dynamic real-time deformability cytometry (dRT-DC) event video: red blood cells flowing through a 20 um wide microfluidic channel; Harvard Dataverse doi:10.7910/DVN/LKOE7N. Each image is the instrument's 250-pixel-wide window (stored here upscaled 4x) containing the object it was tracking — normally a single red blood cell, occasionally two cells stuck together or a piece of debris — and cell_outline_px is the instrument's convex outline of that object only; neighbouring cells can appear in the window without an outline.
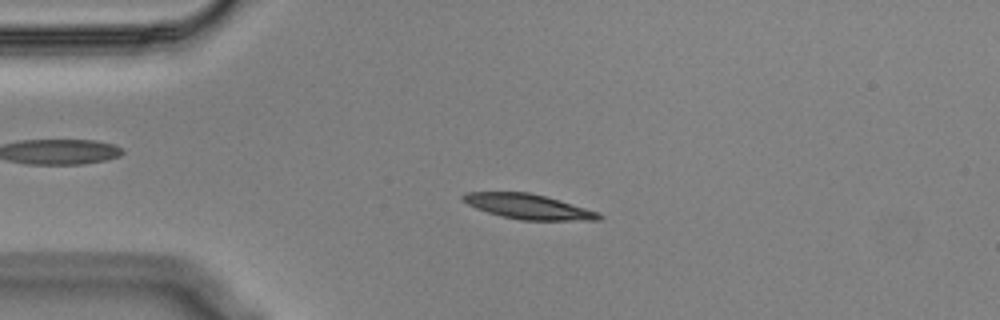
{"species": "Egyptian fruit bat (a non-hibernating species)", "species_latin": "Rousettus aegyptiacus", "temperature_condition": "cold", "stored_images_in_passage": 55, "camera_frame_rate_fps": 3000, "um_per_image_px": 0.085, "animal": {"sex": "male"}, "frame": {"image": 1, "passage_image": 12, "time_ms": 3.667, "image_size_px": [1000, 320], "cell_outline_px": [[604, 216], [600, 220], [520, 220], [500, 216], [476, 208], [460, 200], [460, 196], [464, 192], [528, 192], [544, 196], [600, 212]], "centroid_in_image_um": [44.88, 17.56], "position_along_channel_um": 40.1, "area_um2": 19.77}}
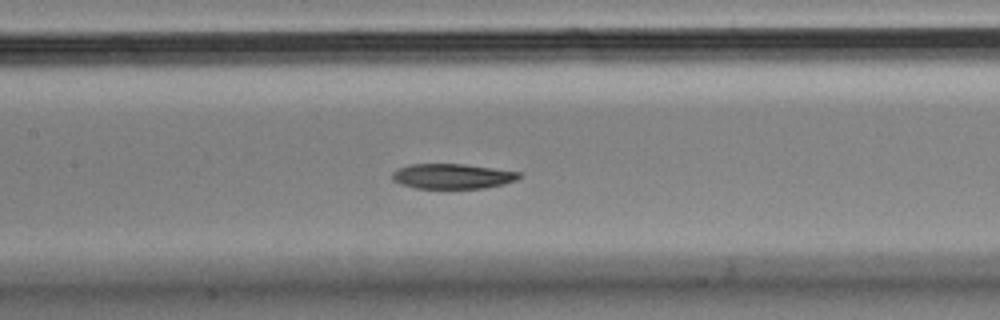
{"frame": {"image": 2, "passage_image": 25, "time_ms": 8.0, "image_size_px": [1000, 320], "cell_outline_px": [[524, 176], [516, 180], [504, 184], [484, 188], [416, 188], [400, 184], [392, 180], [392, 172], [396, 168], [408, 164], [464, 164], [520, 172]], "centroid_in_image_um": [38.44, 14.97], "position_along_channel_um": 169.0, "area_um2": 18.67}}
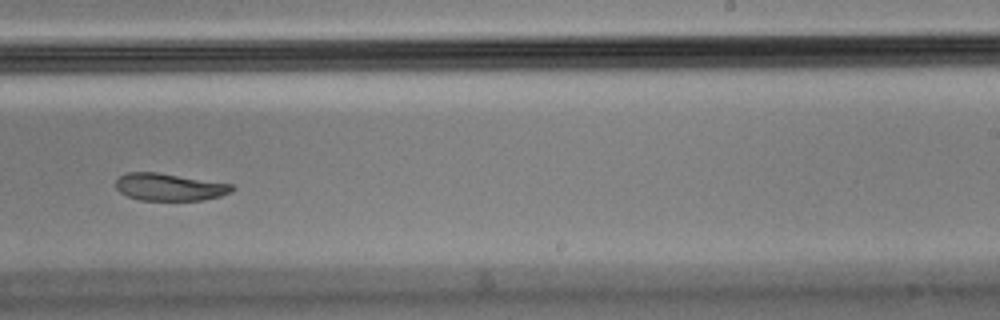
{"frame": {"image": 3, "passage_image": 34, "time_ms": 11.0, "image_size_px": [1000, 320], "cell_outline_px": [[236, 188], [232, 192], [220, 196], [200, 200], [140, 200], [128, 196], [120, 192], [116, 188], [116, 180], [120, 176], [128, 172], [156, 172], [232, 184]], "centroid_in_image_um": [14.41, 15.9], "position_along_channel_um": 274.6, "area_um2": 18.38}, "authors_computed_cell_mechanics": {"area_um2": 19.8832, "velocity_mm_per_s": 3.5401, "shape_relaxation_time_tau1_ms": 5.1164, "shape_relaxation_time_tau2_ms": null, "deformation_change_tau1": 0.1569, "deformation_change_tau2": null}}